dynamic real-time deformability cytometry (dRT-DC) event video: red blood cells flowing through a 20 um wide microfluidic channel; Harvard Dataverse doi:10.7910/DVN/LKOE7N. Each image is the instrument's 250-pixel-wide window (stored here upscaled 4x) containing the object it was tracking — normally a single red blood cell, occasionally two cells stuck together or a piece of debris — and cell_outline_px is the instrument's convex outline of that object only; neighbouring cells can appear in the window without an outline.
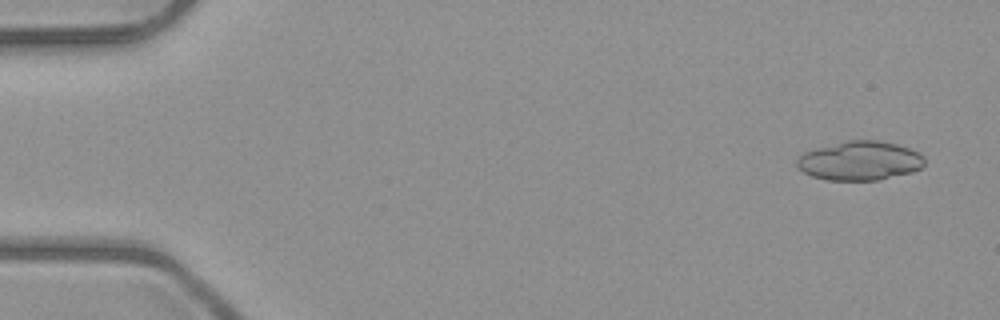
{"species": "common noctule bat (a hibernating species)", "species_latin": "Nyctalus noctula", "temperature_condition": "room temperature", "stored_images_in_passage": 7, "segment_of_instrument_passage": [1, 2], "camera_frame_rate_fps": 3000, "um_per_image_px": 0.085, "animal": {"sex": "male", "body_mass_g": 23.1, "forearm_length_mm": 52.7}, "frame": {"image": 1, "passage_image": 1, "time_ms": 0.0, "image_size_px": [1000, 320], "cell_outline_px": [[924, 164], [920, 168], [912, 172], [880, 180], [824, 180], [812, 176], [804, 172], [796, 164], [796, 160], [804, 152], [816, 148], [848, 140], [880, 140], [896, 144], [920, 152], [924, 156]], "centroid_in_image_um": [73.1, 13.67], "position_along_channel_um": 11.9, "area_um2": 29.13}}